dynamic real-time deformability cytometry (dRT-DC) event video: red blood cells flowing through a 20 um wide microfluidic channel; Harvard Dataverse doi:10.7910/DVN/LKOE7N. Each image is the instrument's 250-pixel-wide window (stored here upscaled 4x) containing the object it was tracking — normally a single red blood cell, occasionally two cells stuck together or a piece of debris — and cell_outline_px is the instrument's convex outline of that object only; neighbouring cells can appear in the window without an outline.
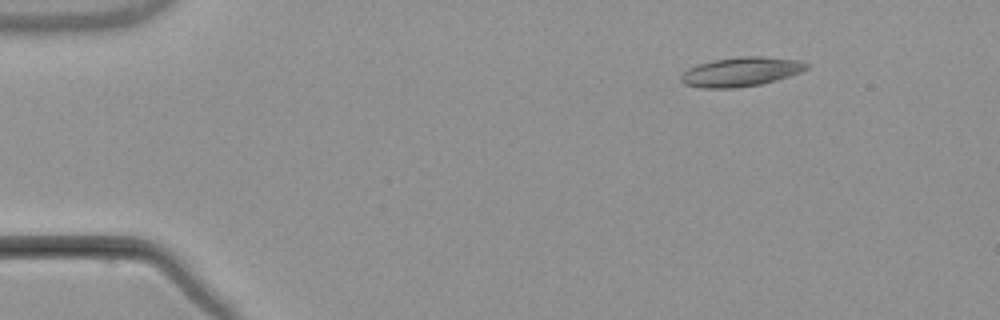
{"species": "common noctule bat (a hibernating species)", "species_latin": "Nyctalus noctula", "temperature_condition": "warm", "stored_images_in_passage": 4, "camera_frame_rate_fps": 3000, "um_per_image_px": 0.085, "animal": {"sex": "male", "body_mass_g": 21.5, "forearm_length_mm": 52.0}, "frame": {"image": 1, "passage_image": 2, "time_ms": 1.333, "image_size_px": [1000, 320], "cell_outline_px": [[808, 68], [800, 72], [776, 80], [760, 84], [736, 88], [704, 88], [684, 84], [680, 80], [680, 76], [688, 68], [712, 60], [740, 56], [760, 56], [800, 60], [808, 64]], "centroid_in_image_um": [62.97, 6.1], "position_along_channel_um": 22.0, "area_um2": 21.33}}
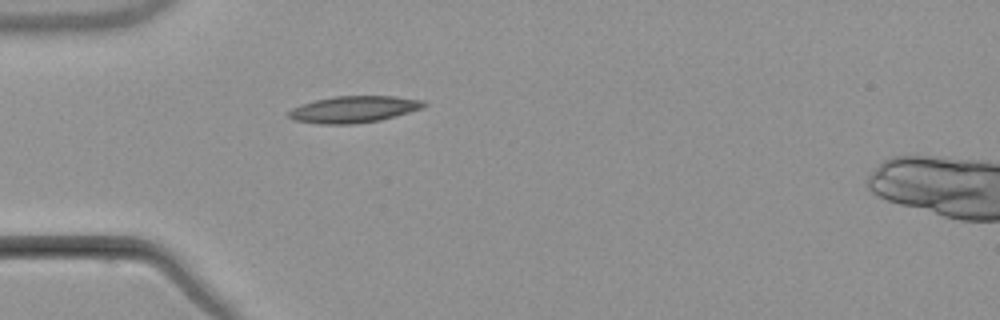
{"frame": {"image": 2, "passage_image": 4, "time_ms": 4.333, "image_size_px": [1000, 320], "cell_outline_px": [[428, 104], [424, 108], [396, 116], [380, 120], [352, 124], [320, 124], [292, 120], [288, 116], [288, 112], [292, 108], [300, 104], [316, 100], [336, 96], [396, 96], [424, 100]], "centroid_in_image_um": [30.1, 9.29], "position_along_channel_um": 54.9, "area_um2": 21.15}}